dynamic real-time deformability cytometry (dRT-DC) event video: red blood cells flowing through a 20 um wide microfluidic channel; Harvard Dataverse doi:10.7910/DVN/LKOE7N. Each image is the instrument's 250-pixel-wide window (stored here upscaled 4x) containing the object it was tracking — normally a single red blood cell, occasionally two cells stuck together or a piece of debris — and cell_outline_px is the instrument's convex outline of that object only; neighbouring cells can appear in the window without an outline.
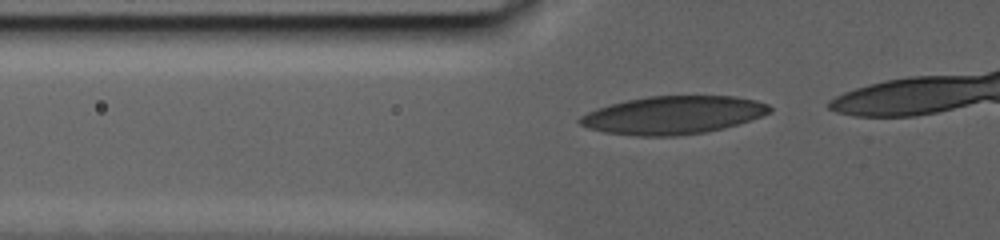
{"species": "human", "species_latin": "Homo sapiens", "temperature_condition": "warm", "stored_images_in_passage": 69, "camera_frame_rate_fps": 3000, "um_per_image_px": 0.085, "donor": {"sex": "male"}, "frame": {"image": 1, "passage_image": 22, "time_ms": 7.0, "image_size_px": [1000, 240], "cell_outline_px": [[772, 112], [724, 128], [704, 132], [676, 136], [636, 136], [604, 132], [588, 128], [580, 124], [576, 120], [580, 116], [596, 108], [608, 104], [648, 96], [736, 96], [756, 100], [768, 104], [772, 108]], "centroid_in_image_um": [57.18, 9.78], "position_along_channel_um": 68.6, "area_um2": 42.08}}
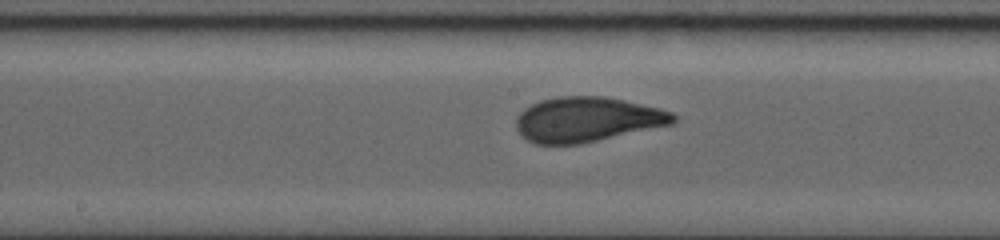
{"frame": {"image": 2, "passage_image": 40, "time_ms": 13.0, "image_size_px": [1000, 240], "cell_outline_px": [[676, 120], [672, 124], [580, 144], [536, 144], [528, 140], [516, 128], [516, 116], [524, 108], [540, 100], [556, 96], [604, 96], [624, 100], [660, 108], [672, 112], [676, 116]], "centroid_in_image_um": [49.89, 10.14], "position_along_channel_um": 198.3, "area_um2": 41.04}}
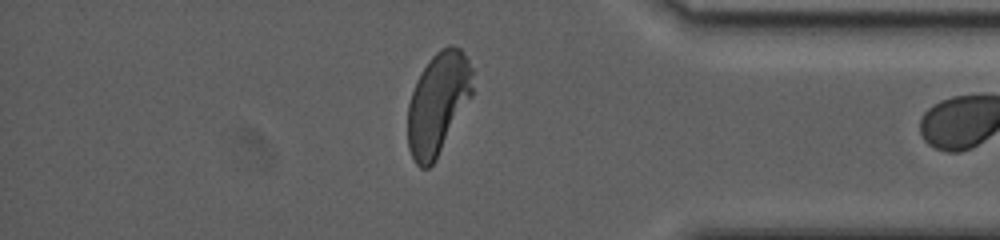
{"frame": {"image": 3, "passage_image": 68, "time_ms": 22.333, "image_size_px": [1000, 240], "cell_outline_px": [[472, 96], [436, 160], [428, 168], [420, 168], [416, 164], [408, 148], [408, 104], [416, 80], [432, 56], [440, 48], [448, 44], [452, 44], [460, 48], [468, 60], [472, 68]], "centroid_in_image_um": [37.23, 8.78], "position_along_channel_um": 398.0, "area_um2": 38.55}}